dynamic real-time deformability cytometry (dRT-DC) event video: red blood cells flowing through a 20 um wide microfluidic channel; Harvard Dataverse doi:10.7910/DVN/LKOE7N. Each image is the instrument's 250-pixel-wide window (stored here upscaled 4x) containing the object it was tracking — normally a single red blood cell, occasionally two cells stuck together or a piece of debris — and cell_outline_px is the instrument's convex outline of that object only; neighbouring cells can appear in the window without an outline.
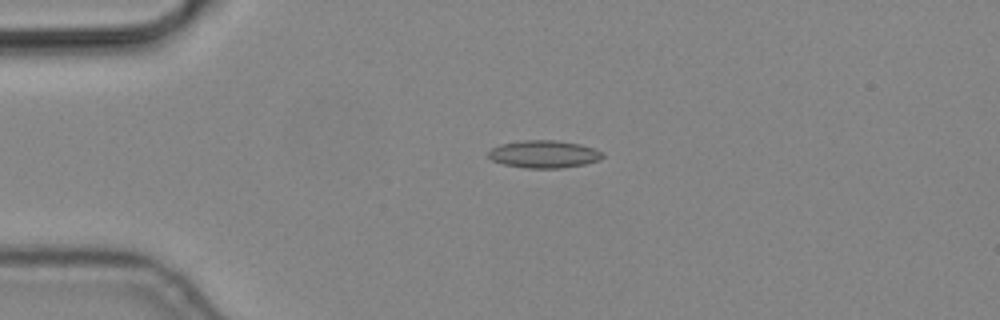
{"species": "common noctule bat (a hibernating species)", "species_latin": "Nyctalus noctula", "temperature_condition": "cold", "stored_images_in_passage": 2, "camera_frame_rate_fps": 3000, "um_per_image_px": 0.085, "animal": {"sex": "male", "body_mass_g": 19.2, "forearm_length_mm": 51.8}, "frame": {"image": 1, "passage_image": 1, "time_ms": 0.0, "image_size_px": [1000, 320], "cell_outline_px": [[604, 156], [600, 160], [584, 164], [560, 168], [524, 168], [504, 164], [492, 160], [488, 156], [488, 152], [492, 148], [500, 144], [520, 140], [556, 140], [580, 144], [604, 152]], "centroid_in_image_um": [46.23, 13.1], "position_along_channel_um": 38.8, "area_um2": 18.38}}